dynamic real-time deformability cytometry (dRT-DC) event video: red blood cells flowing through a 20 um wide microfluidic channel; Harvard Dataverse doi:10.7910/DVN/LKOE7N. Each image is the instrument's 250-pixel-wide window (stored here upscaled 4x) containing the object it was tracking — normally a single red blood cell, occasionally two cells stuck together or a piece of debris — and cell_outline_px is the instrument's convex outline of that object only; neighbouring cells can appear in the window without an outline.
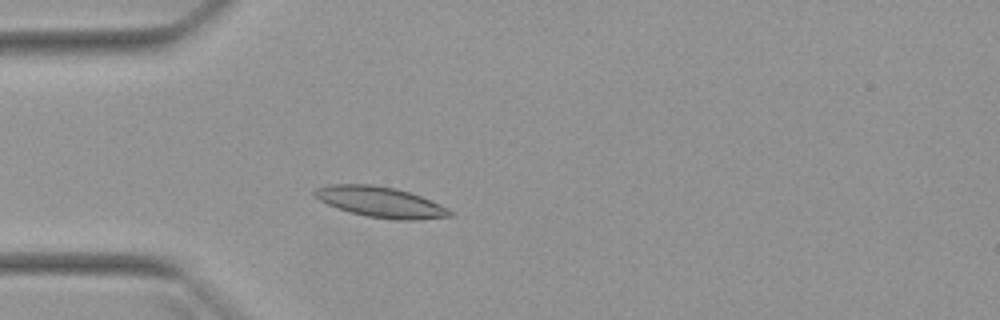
{"species": "Egyptian fruit bat (a non-hibernating species)", "species_latin": "Rousettus aegyptiacus", "temperature_condition": "warm", "stored_images_in_passage": 3, "camera_frame_rate_fps": 3000, "um_per_image_px": 0.085, "animal": {"sex": "female"}, "frame": {"image": 1, "passage_image": 3, "time_ms": 2.333, "image_size_px": [1000, 320], "cell_outline_px": [[452, 216], [416, 220], [396, 220], [364, 216], [348, 212], [336, 208], [320, 200], [312, 192], [316, 188], [332, 184], [372, 184], [396, 188], [420, 196], [440, 204], [448, 208], [452, 212]], "centroid_in_image_um": [32.34, 17.18], "position_along_channel_um": 52.7, "area_um2": 24.16}}